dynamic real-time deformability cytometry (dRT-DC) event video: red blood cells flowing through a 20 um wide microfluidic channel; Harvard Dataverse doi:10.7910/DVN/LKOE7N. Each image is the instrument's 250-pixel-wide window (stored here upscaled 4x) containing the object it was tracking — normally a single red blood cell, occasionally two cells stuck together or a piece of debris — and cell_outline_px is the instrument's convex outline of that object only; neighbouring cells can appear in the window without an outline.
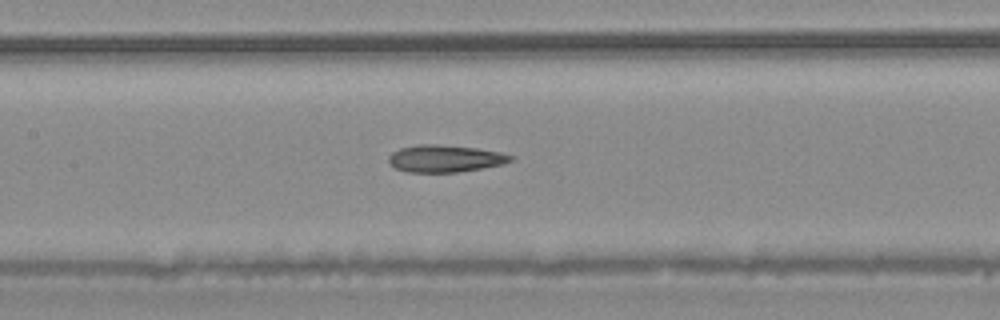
{"species": "common noctule bat (a hibernating species)", "species_latin": "Nyctalus noctula", "temperature_condition": "warm", "stored_images_in_passage": 39, "camera_frame_rate_fps": 3000, "um_per_image_px": 0.085, "animal": {"sex": "male", "body_mass_g": 20.4}, "frame": {"image": 1, "passage_image": 23, "time_ms": 7.333, "image_size_px": [1000, 320], "cell_outline_px": [[512, 160], [504, 164], [456, 172], [408, 172], [396, 168], [388, 160], [388, 156], [392, 152], [400, 148], [416, 144], [436, 144], [476, 148], [500, 152], [512, 156]], "centroid_in_image_um": [37.8, 13.47], "position_along_channel_um": 169.6, "area_um2": 19.13}}